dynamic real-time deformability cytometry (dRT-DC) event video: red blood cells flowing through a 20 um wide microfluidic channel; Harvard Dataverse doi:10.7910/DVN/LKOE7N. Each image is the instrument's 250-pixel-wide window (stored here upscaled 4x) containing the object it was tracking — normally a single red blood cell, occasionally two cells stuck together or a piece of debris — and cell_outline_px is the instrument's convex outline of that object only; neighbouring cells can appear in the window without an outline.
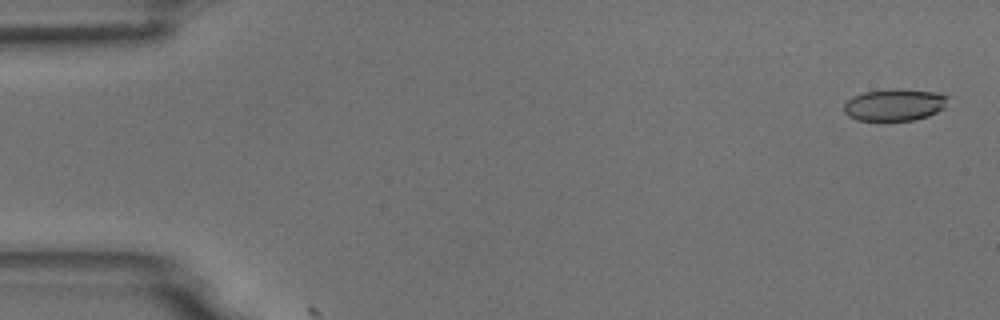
{"species": "common noctule bat (a hibernating species)", "species_latin": "Nyctalus noctula", "temperature_condition": "room temperature", "stored_images_in_passage": 9, "camera_frame_rate_fps": 3000, "um_per_image_px": 0.085, "animal": {"sex": "male", "body_mass_g": 18.8}, "frame": {"image": 1, "passage_image": 1, "time_ms": 0.0, "image_size_px": [1000, 320], "cell_outline_px": [[948, 96], [944, 108], [928, 116], [916, 120], [856, 120], [848, 116], [844, 112], [844, 104], [852, 96], [864, 92], [888, 88], [900, 88], [932, 92]], "centroid_in_image_um": [76.0, 8.9], "position_along_channel_um": 9.0, "area_um2": 19.42}}
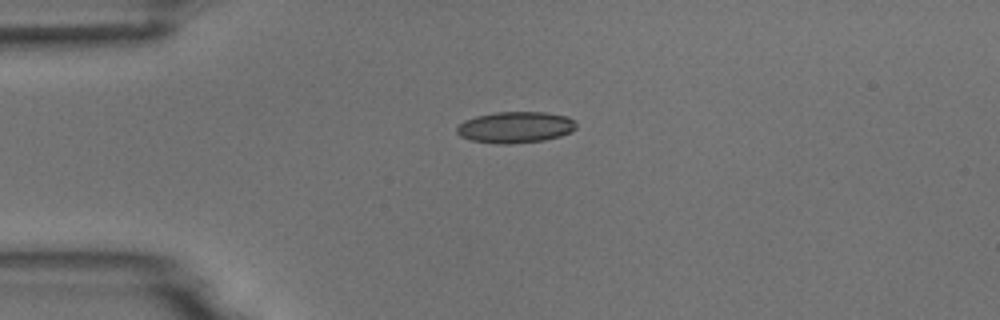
{"frame": {"image": 2, "passage_image": 4, "time_ms": 3.667, "image_size_px": [1000, 320], "cell_outline_px": [[576, 128], [560, 136], [544, 140], [508, 144], [500, 144], [472, 140], [460, 136], [456, 132], [456, 128], [464, 120], [476, 116], [496, 112], [544, 112], [568, 116], [576, 120]], "centroid_in_image_um": [43.81, 10.81], "position_along_channel_um": 41.2, "area_um2": 21.73}}